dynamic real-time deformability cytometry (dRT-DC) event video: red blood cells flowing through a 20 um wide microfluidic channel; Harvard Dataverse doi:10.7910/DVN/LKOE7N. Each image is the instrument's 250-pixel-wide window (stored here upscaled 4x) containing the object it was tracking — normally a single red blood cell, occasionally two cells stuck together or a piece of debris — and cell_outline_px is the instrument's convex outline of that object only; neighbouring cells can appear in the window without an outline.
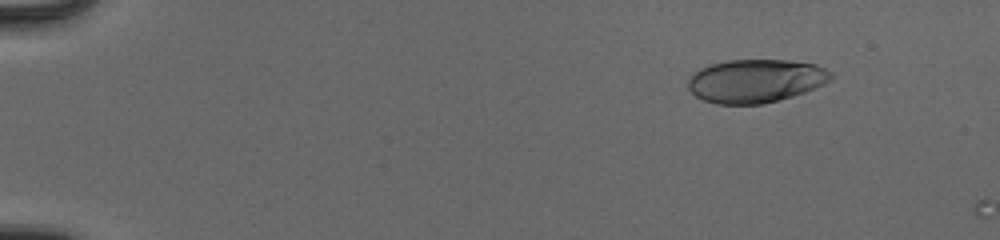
{"species": "human", "species_latin": "Homo sapiens", "temperature_condition": "cold", "stored_images_in_passage": 50, "camera_frame_rate_fps": 3000, "um_per_image_px": 0.085, "donor": {"sex": "male"}, "frame": {"image": 1, "passage_image": 3, "time_ms": 0.667, "image_size_px": [1000, 240], "cell_outline_px": [[832, 80], [816, 88], [792, 96], [764, 104], [716, 104], [704, 100], [696, 96], [688, 88], [688, 80], [692, 72], [700, 68], [712, 64], [728, 60], [788, 60], [816, 64], [832, 72]], "centroid_in_image_um": [64.23, 6.87], "position_along_channel_um": 20.8, "area_um2": 36.24}}
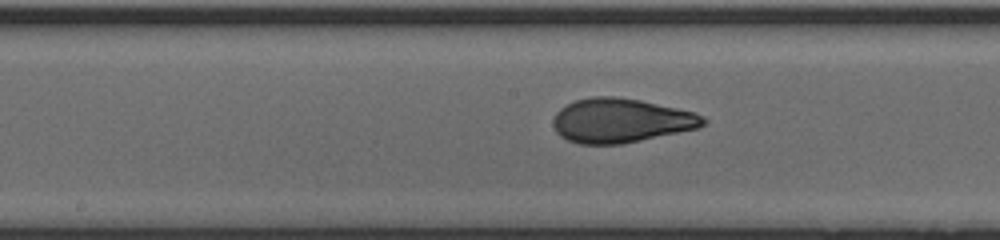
{"frame": {"image": 2, "passage_image": 26, "time_ms": 8.333, "image_size_px": [1000, 240], "cell_outline_px": [[708, 120], [704, 124], [696, 128], [624, 144], [580, 144], [568, 140], [560, 136], [556, 132], [552, 124], [552, 120], [556, 112], [560, 108], [576, 100], [592, 96], [616, 96], [640, 100], [696, 112], [704, 116]], "centroid_in_image_um": [52.76, 10.24], "position_along_channel_um": 195.4, "area_um2": 38.78}}
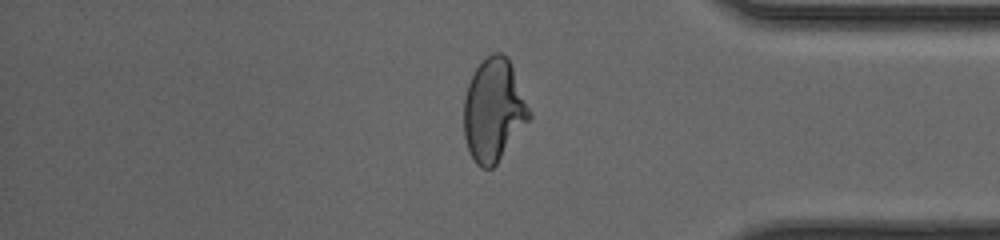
{"frame": {"image": 3, "passage_image": 42, "time_ms": 13.667, "image_size_px": [1000, 240], "cell_outline_px": [[532, 116], [496, 164], [492, 168], [480, 168], [476, 164], [468, 148], [464, 136], [464, 96], [468, 84], [476, 68], [492, 52], [500, 52], [508, 56], [532, 112]], "centroid_in_image_um": [41.97, 9.35], "position_along_channel_um": 393.2, "area_um2": 39.07}, "authors_computed_cell_mechanics": {"area_um2": 37.8879, "velocity_mm_per_s": 3.984, "shape_relaxation_time_tau1_ms": 6.206, "shape_relaxation_time_tau2_ms": 0.687, "deformation_change_tau1": 0.2252, "deformation_change_tau2": 0.0621}}